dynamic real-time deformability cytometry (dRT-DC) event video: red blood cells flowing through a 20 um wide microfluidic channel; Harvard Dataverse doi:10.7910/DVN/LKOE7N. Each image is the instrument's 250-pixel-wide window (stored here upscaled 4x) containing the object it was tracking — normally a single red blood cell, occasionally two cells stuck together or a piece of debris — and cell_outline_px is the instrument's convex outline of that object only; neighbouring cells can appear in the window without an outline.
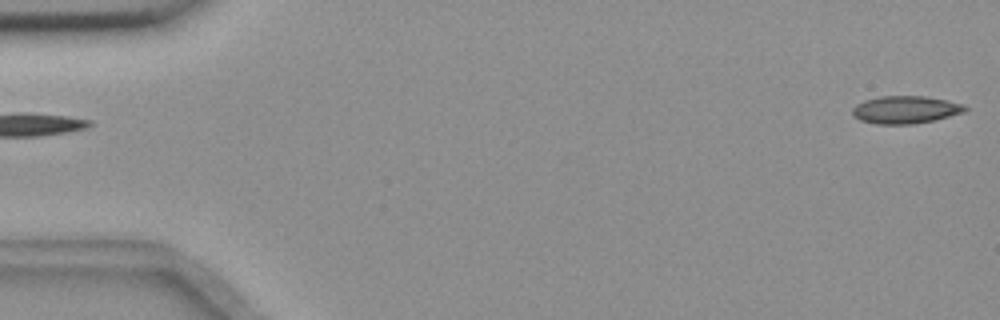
{"species": "common noctule bat (a hibernating species)", "species_latin": "Nyctalus noctula", "temperature_condition": "room temperature", "stored_images_in_passage": 55, "camera_frame_rate_fps": 3000, "um_per_image_px": 0.085, "animal": {"sex": "female", "body_mass_g": 18.4}, "frame": {"image": 1, "passage_image": 1, "time_ms": 0.0, "image_size_px": [1000, 320], "cell_outline_px": [[968, 108], [964, 112], [932, 120], [912, 124], [876, 124], [860, 120], [852, 116], [852, 108], [856, 104], [864, 100], [880, 96], [924, 96], [948, 100], [964, 104]], "centroid_in_image_um": [76.93, 9.32], "position_along_channel_um": 8.1, "area_um2": 18.15}}
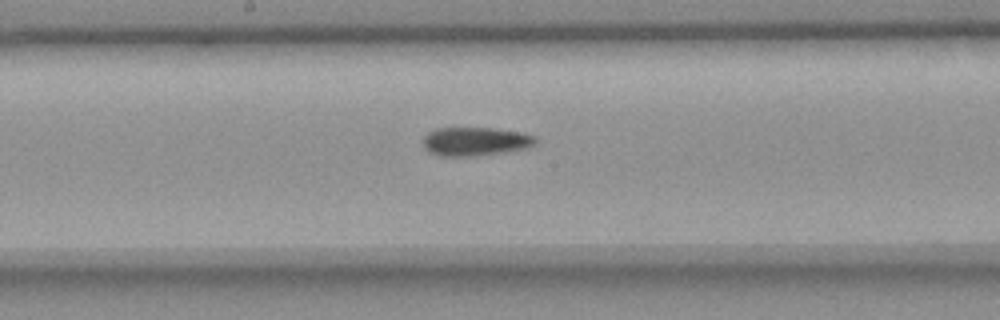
{"frame": {"image": 2, "passage_image": 29, "time_ms": 9.333, "image_size_px": [1000, 320], "cell_outline_px": [[536, 144], [528, 148], [476, 156], [440, 156], [428, 152], [424, 148], [424, 136], [428, 132], [436, 128], [492, 128], [520, 132], [536, 136]], "centroid_in_image_um": [40.39, 12.02], "position_along_channel_um": 207.8, "area_um2": 18.84}}
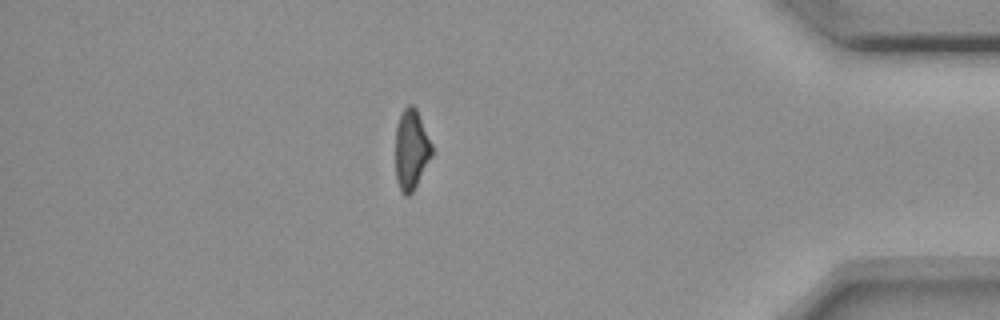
{"frame": {"image": 3, "passage_image": 48, "time_ms": 15.667, "image_size_px": [1000, 320], "cell_outline_px": [[432, 156], [412, 192], [408, 196], [404, 196], [400, 192], [396, 180], [396, 128], [400, 116], [404, 108], [408, 104], [412, 104], [416, 108], [432, 144]], "centroid_in_image_um": [34.95, 12.73], "position_along_channel_um": 400.2, "area_um2": 16.94}, "authors_computed_cell_mechanics": {"area_um2": 18.3804, "velocity_mm_per_s": 3.649, "shape_relaxation_time_tau1_ms": 10.3991, "shape_relaxation_time_tau2_ms": 7.8548, "deformation_change_tau1": 0.2046, "deformation_change_tau2": 0.1639}}